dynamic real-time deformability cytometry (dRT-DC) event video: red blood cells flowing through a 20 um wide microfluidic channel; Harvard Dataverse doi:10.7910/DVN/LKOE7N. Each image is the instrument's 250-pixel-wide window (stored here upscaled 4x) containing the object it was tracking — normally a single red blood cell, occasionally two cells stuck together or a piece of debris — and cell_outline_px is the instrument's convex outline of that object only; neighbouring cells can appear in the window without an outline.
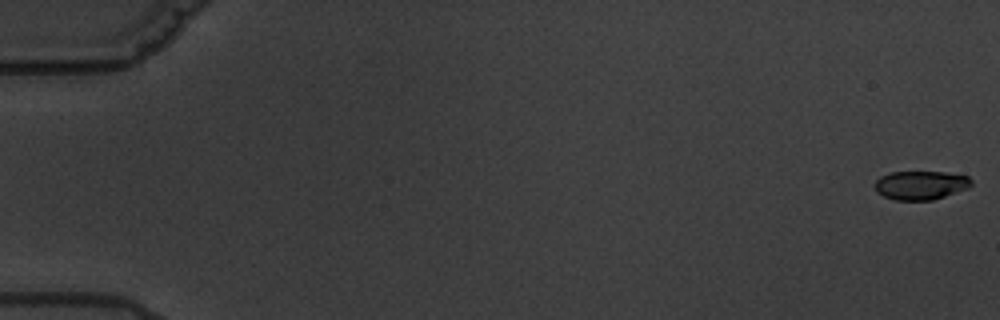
{"species": "common noctule bat (a hibernating species)", "species_latin": "Nyctalus noctula", "temperature_condition": "warm", "stored_images_in_passage": 6, "camera_frame_rate_fps": 3000, "um_per_image_px": 0.085, "animal": {"sex": "male", "body_mass_g": 19.5, "forearm_length_mm": 54.6}, "frame": {"image": 1, "passage_image": 1, "time_ms": 0.0, "image_size_px": [1000, 320], "cell_outline_px": [[972, 184], [968, 188], [932, 200], [896, 200], [884, 196], [876, 192], [876, 180], [880, 176], [892, 172], [944, 172], [968, 176], [972, 180]], "centroid_in_image_um": [78.26, 15.74], "position_along_channel_um": 6.7, "area_um2": 16.07}}
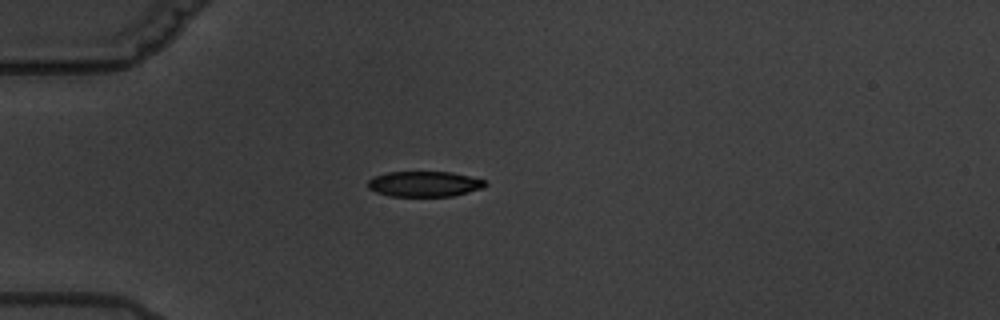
{"frame": {"image": 2, "passage_image": 5, "time_ms": 5.667, "image_size_px": [1000, 320], "cell_outline_px": [[488, 184], [484, 188], [452, 196], [392, 196], [376, 192], [368, 188], [368, 180], [372, 176], [388, 172], [452, 172], [484, 180]], "centroid_in_image_um": [36.06, 15.63], "position_along_channel_um": 48.9, "area_um2": 17.4}}